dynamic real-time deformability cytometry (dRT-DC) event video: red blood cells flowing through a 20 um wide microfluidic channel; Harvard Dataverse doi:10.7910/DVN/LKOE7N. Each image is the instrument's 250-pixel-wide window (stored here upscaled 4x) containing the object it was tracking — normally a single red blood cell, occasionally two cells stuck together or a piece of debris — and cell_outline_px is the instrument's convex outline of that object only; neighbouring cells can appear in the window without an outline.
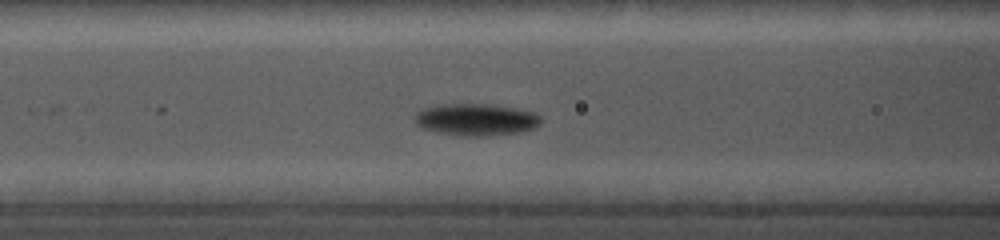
{"species": "common noctule bat (a hibernating species)", "species_latin": "Nyctalus noctula", "temperature_condition": "cold", "stored_images_in_passage": 22, "camera_frame_rate_fps": 5000, "um_per_image_px": 0.085, "animal": {"sex": "female", "body_mass_g": 19.0, "forearm_length_mm": 56.7}, "frame": {"image": 1, "passage_image": 18, "time_ms": 6.0, "image_size_px": [1000, 240], "cell_outline_px": [[544, 120], [536, 128], [520, 132], [484, 136], [460, 136], [420, 128], [416, 124], [416, 112], [424, 108], [440, 104], [484, 104], [516, 108], [532, 112], [540, 116]], "centroid_in_image_um": [40.49, 10.17], "position_along_channel_um": 126.1, "area_um2": 23.52}}
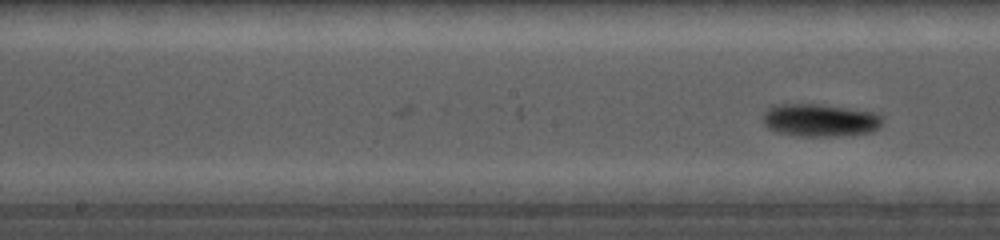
{"frame": {"image": 2, "passage_image": 22, "time_ms": 7.4, "image_size_px": [1000, 240], "cell_outline_px": [[884, 120], [880, 128], [872, 132], [836, 136], [800, 136], [776, 132], [768, 128], [764, 124], [764, 112], [768, 108], [776, 104], [820, 104], [872, 112], [884, 116]], "centroid_in_image_um": [69.72, 10.22], "position_along_channel_um": 178.5, "area_um2": 22.89}}